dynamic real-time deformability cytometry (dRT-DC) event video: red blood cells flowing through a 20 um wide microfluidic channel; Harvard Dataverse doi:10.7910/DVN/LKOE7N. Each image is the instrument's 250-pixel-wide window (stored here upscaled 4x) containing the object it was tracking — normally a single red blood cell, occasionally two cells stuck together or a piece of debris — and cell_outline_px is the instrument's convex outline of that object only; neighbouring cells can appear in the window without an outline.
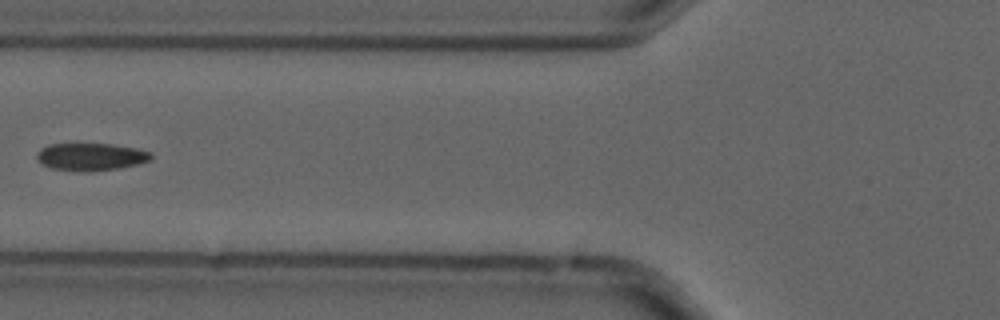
{"species": "common noctule bat (a hibernating species)", "species_latin": "Nyctalus noctula", "temperature_condition": "cold", "stored_images_in_passage": 6, "camera_frame_rate_fps": 3000, "um_per_image_px": 0.085, "animal": {"sex": "male", "forearm_length_mm": 52.5}, "frame": {"image": 1, "passage_image": 5, "time_ms": 1.333, "image_size_px": [1000, 320], "cell_outline_px": [[152, 160], [136, 164], [116, 168], [84, 172], [52, 168], [44, 164], [36, 156], [36, 152], [40, 148], [48, 144], [112, 144], [136, 148], [152, 152]], "centroid_in_image_um": [7.73, 13.31], "position_along_channel_um": 118.1, "area_um2": 18.15}}
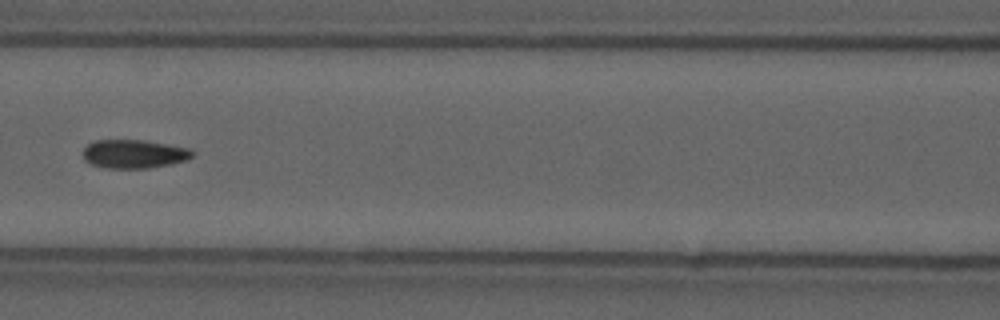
{"frame": {"image": 2, "passage_image": 6, "time_ms": 1.667, "image_size_px": [1000, 320], "cell_outline_px": [[192, 156], [184, 160], [168, 164], [148, 168], [104, 168], [92, 164], [84, 160], [84, 148], [88, 144], [96, 140], [144, 140], [188, 148], [192, 152]], "centroid_in_image_um": [11.33, 13.08], "position_along_channel_um": 155.3, "area_um2": 17.92}}